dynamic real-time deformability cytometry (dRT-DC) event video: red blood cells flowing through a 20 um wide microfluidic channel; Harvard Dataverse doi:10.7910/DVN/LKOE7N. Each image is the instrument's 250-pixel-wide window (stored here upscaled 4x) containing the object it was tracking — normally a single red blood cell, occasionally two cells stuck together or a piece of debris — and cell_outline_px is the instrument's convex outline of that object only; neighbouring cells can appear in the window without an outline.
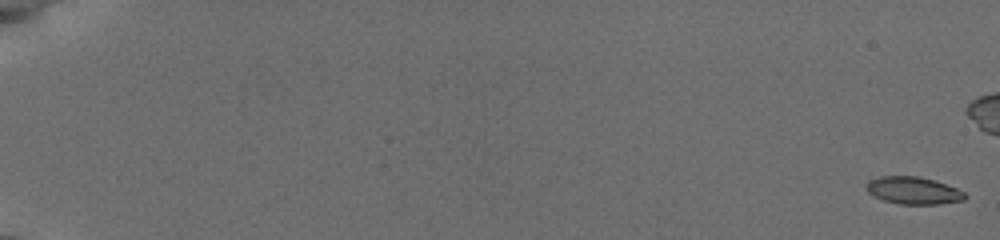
{"species": "common noctule bat (a hibernating species)", "species_latin": "Nyctalus noctula", "temperature_condition": "cold", "stored_images_in_passage": 49, "camera_frame_rate_fps": 3000, "um_per_image_px": 0.085, "animal": {"sex": "female", "body_mass_g": 19.5, "forearm_length_mm": 54.1}, "frame": {"image": 1, "passage_image": 1, "time_ms": 0.0, "image_size_px": [1000, 240], "cell_outline_px": [[968, 196], [964, 200], [940, 204], [900, 204], [884, 200], [868, 192], [864, 188], [868, 180], [880, 176], [916, 176], [932, 180], [956, 188], [964, 192]], "centroid_in_image_um": [77.62, 16.19], "position_along_channel_um": 7.4, "area_um2": 15.61}}
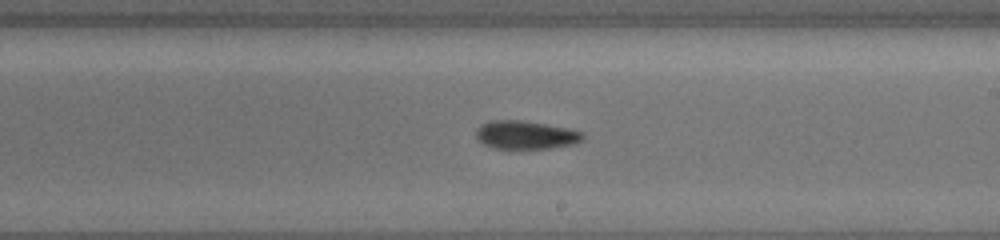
{"frame": {"image": 2, "passage_image": 35, "time_ms": 11.333, "image_size_px": [1000, 240], "cell_outline_px": [[584, 140], [576, 144], [552, 148], [492, 148], [484, 144], [476, 136], [476, 128], [492, 120], [520, 120], [568, 128], [584, 132]], "centroid_in_image_um": [44.74, 11.47], "position_along_channel_um": 244.3, "area_um2": 17.57}}
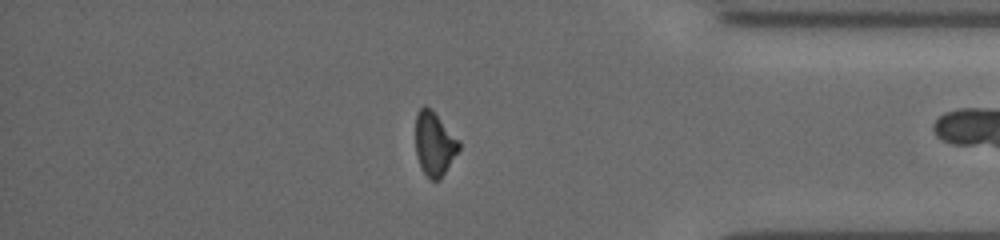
{"frame": {"image": 3, "passage_image": 48, "time_ms": 15.667, "image_size_px": [1000, 240], "cell_outline_px": [[460, 148], [440, 180], [432, 180], [424, 172], [420, 164], [416, 152], [416, 112], [424, 104], [460, 140]], "centroid_in_image_um": [36.92, 12.23], "position_along_channel_um": 398.3, "area_um2": 15.72}}